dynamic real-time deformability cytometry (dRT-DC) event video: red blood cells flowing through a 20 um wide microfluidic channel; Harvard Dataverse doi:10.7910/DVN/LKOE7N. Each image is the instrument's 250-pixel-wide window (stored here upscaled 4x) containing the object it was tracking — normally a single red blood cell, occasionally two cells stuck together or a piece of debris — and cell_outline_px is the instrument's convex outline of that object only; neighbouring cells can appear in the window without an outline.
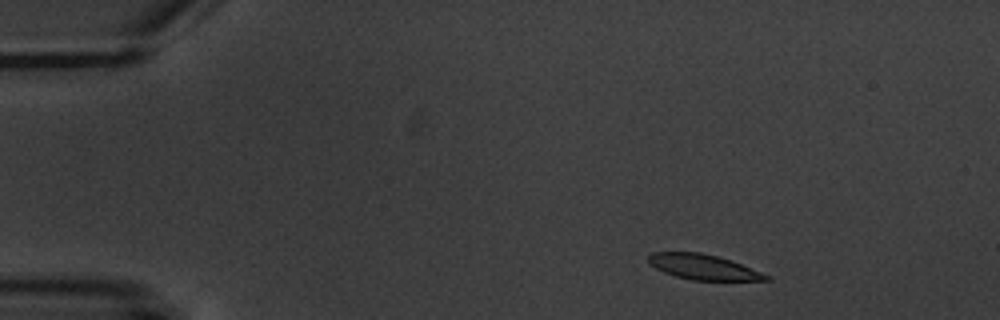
{"species": "common noctule bat (a hibernating species)", "species_latin": "Nyctalus noctula", "temperature_condition": "warm", "stored_images_in_passage": 2, "camera_frame_rate_fps": 3000, "um_per_image_px": 0.085, "animal": {"sex": "male", "body_mass_g": 20.1, "forearm_length_mm": 53.5}, "frame": {"image": 1, "passage_image": 1, "time_ms": 0.0, "image_size_px": [1000, 320], "cell_outline_px": [[772, 280], [692, 280], [676, 276], [664, 272], [648, 264], [648, 256], [652, 252], [700, 252], [732, 260], [760, 272], [768, 276]], "centroid_in_image_um": [59.73, 22.68], "position_along_channel_um": 25.3, "area_um2": 17.11}}